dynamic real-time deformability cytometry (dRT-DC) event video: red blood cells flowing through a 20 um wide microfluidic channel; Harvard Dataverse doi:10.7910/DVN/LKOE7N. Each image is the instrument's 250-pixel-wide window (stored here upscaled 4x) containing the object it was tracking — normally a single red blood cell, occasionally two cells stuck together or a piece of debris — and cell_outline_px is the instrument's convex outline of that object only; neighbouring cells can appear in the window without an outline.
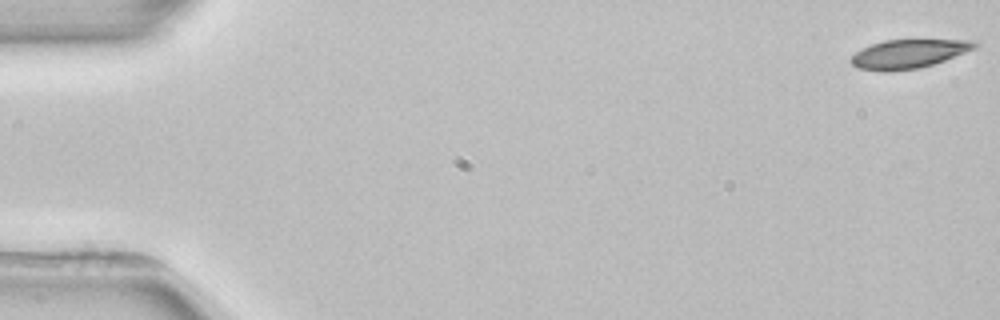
{"species": "common noctule bat (a hibernating species)", "species_latin": "Nyctalus noctula", "temperature_condition": "room temperature", "stored_images_in_passage": 5, "camera_frame_rate_fps": 3000, "um_per_image_px": 0.085, "animal": {"sex": "female", "body_mass_g": 22.7, "forearm_length_mm": 54.2}, "frame": {"image": 1, "passage_image": 1, "time_ms": 0.0, "image_size_px": [1000, 320], "cell_outline_px": [[980, 44], [964, 52], [944, 60], [920, 68], [888, 72], [880, 72], [856, 68], [848, 60], [856, 52], [872, 44], [884, 40], [972, 40]], "centroid_in_image_um": [77.15, 4.59], "position_along_channel_um": 7.9, "area_um2": 20.63}}
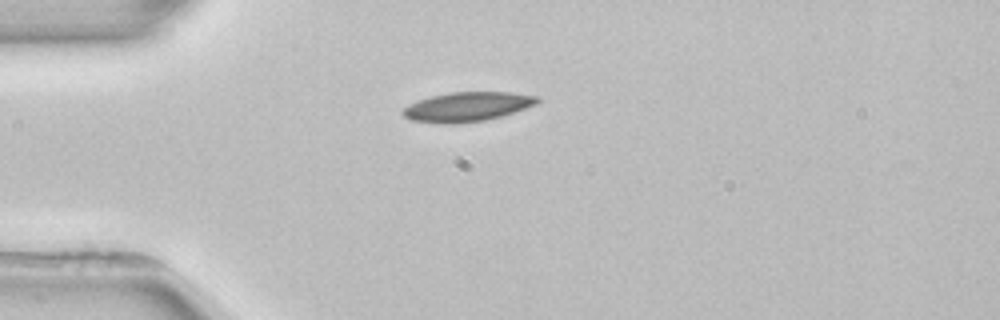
{"frame": {"image": 2, "passage_image": 4, "time_ms": 4.333, "image_size_px": [1000, 320], "cell_outline_px": [[540, 100], [536, 104], [500, 116], [484, 120], [456, 124], [440, 124], [412, 120], [404, 116], [400, 112], [404, 108], [420, 100], [432, 96], [452, 92], [512, 92], [540, 96]], "centroid_in_image_um": [39.73, 9.07], "position_along_channel_um": 45.3, "area_um2": 22.83}}
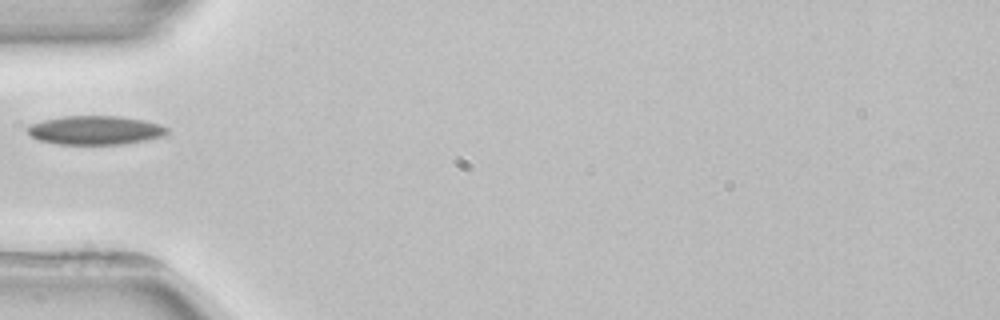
{"frame": {"image": 3, "passage_image": 5, "time_ms": 5.667, "image_size_px": [1000, 320], "cell_outline_px": [[168, 132], [164, 136], [144, 140], [120, 144], [60, 144], [40, 140], [32, 136], [28, 132], [28, 128], [32, 124], [44, 120], [64, 116], [116, 116], [144, 120], [160, 124], [168, 128]], "centroid_in_image_um": [8.14, 11.06], "position_along_channel_um": 76.9, "area_um2": 23.12}}